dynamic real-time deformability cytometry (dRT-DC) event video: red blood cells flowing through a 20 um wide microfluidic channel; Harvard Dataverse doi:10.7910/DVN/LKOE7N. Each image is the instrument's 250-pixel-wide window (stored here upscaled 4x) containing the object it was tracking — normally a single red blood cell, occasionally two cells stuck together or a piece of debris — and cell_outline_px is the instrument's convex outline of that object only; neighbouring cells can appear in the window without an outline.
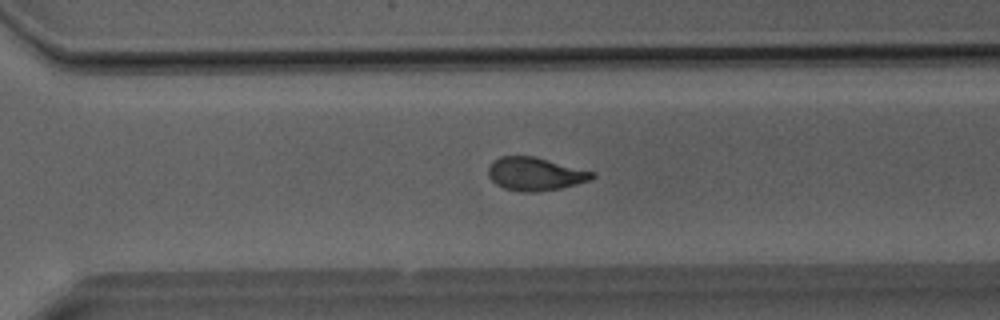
{"species": "Egyptian fruit bat (a non-hibernating species)", "species_latin": "Rousettus aegyptiacus", "temperature_condition": "room temperature", "stored_images_in_passage": 31, "camera_frame_rate_fps": 3000, "um_per_image_px": 0.085, "animal": {"sex": "male"}, "frame": {"image": 1, "passage_image": 19, "time_ms": 6.0, "image_size_px": [1000, 320], "cell_outline_px": [[596, 176], [592, 180], [560, 188], [536, 192], [524, 192], [504, 188], [496, 184], [488, 176], [488, 168], [500, 156], [536, 156], [596, 172]], "centroid_in_image_um": [45.54, 14.78], "position_along_channel_um": 325.1, "area_um2": 20.17}}
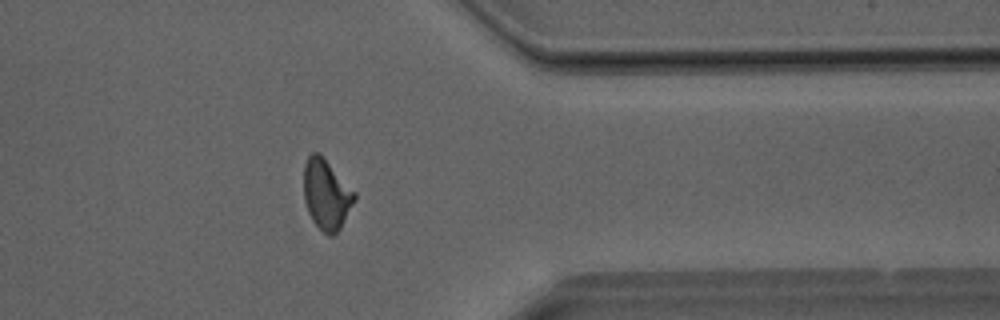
{"frame": {"image": 2, "passage_image": 23, "time_ms": 7.333, "image_size_px": [1000, 320], "cell_outline_px": [[356, 200], [340, 228], [332, 236], [328, 236], [312, 220], [308, 212], [304, 200], [304, 164], [308, 156], [312, 152], [320, 152], [356, 192]], "centroid_in_image_um": [27.75, 16.49], "position_along_channel_um": 383.6, "area_um2": 20.92}}
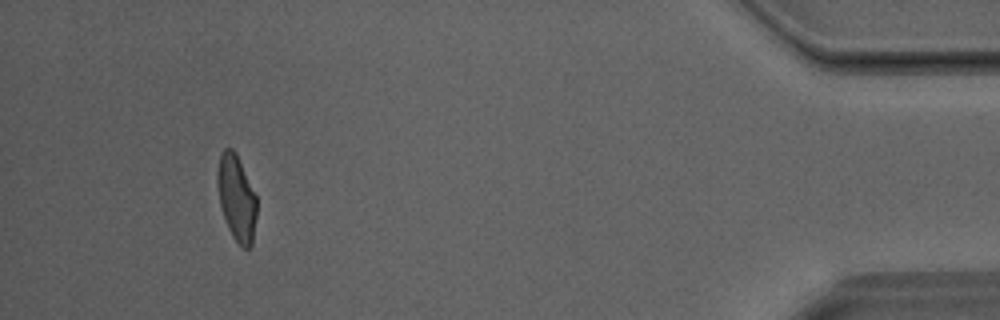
{"frame": {"image": 3, "passage_image": 28, "time_ms": 9.0, "image_size_px": [1000, 320], "cell_outline_px": [[256, 216], [252, 244], [248, 248], [244, 248], [232, 236], [228, 228], [220, 204], [216, 180], [216, 172], [220, 152], [224, 148], [232, 148], [236, 152], [256, 196]], "centroid_in_image_um": [20.08, 16.77], "position_along_channel_um": 415.1, "area_um2": 19.59}}